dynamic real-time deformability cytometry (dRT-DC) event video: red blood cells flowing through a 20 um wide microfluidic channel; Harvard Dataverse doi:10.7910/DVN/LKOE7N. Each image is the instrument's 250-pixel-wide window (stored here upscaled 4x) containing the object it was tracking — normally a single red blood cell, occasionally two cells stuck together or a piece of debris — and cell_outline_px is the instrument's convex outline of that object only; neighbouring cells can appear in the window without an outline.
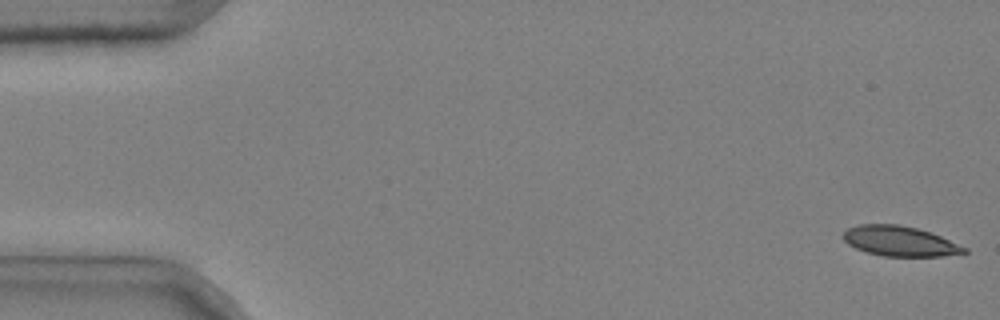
{"species": "common noctule bat (a hibernating species)", "species_latin": "Nyctalus noctula", "temperature_condition": "cold", "stored_images_in_passage": 52, "camera_frame_rate_fps": 3000, "um_per_image_px": 0.085, "animal": {"sex": "male", "body_mass_g": 20.4}, "frame": {"image": 1, "passage_image": 1, "time_ms": 0.0, "image_size_px": [1000, 320], "cell_outline_px": [[968, 252], [940, 256], [884, 256], [868, 252], [856, 248], [848, 244], [844, 240], [844, 232], [848, 228], [860, 224], [900, 224], [916, 228], [940, 236], [968, 248]], "centroid_in_image_um": [76.48, 20.49], "position_along_channel_um": 8.5, "area_um2": 20.92}}
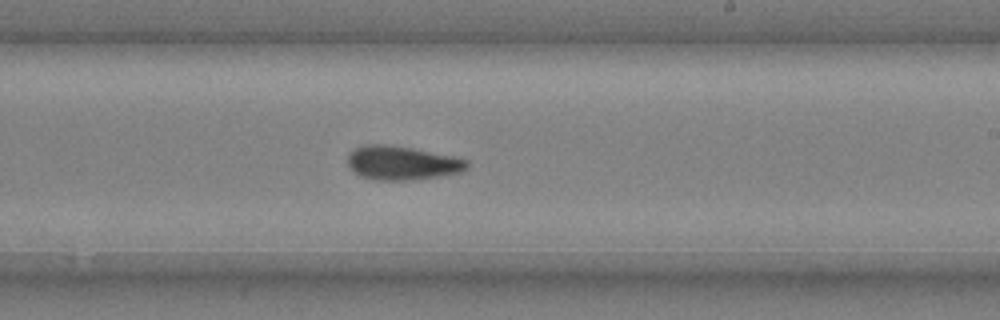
{"frame": {"image": 2, "passage_image": 32, "time_ms": 10.333, "image_size_px": [1000, 320], "cell_outline_px": [[468, 168], [464, 172], [412, 180], [372, 180], [360, 176], [348, 164], [348, 156], [356, 148], [364, 144], [384, 144], [408, 148], [452, 156], [468, 160]], "centroid_in_image_um": [34.19, 13.87], "position_along_channel_um": 254.8, "area_um2": 23.29}}
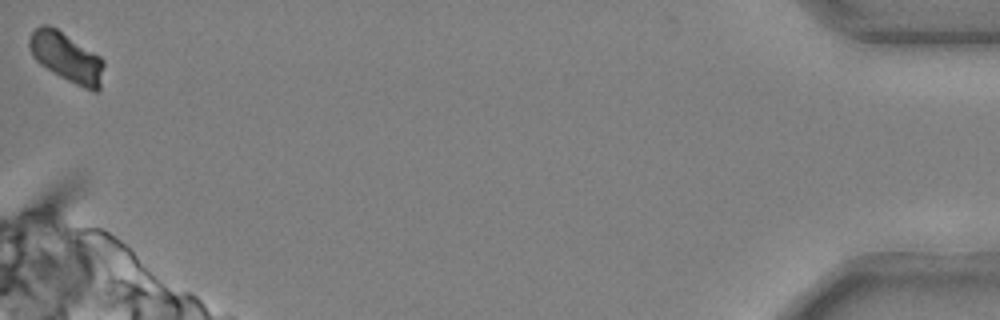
{"frame": {"image": 3, "passage_image": 52, "time_ms": 17.0, "image_size_px": [1000, 320], "cell_outline_px": [[104, 64], [100, 88], [96, 92], [92, 92], [52, 72], [40, 64], [32, 56], [28, 44], [28, 40], [32, 32], [40, 24], [48, 24], [56, 28], [100, 56], [104, 60]], "centroid_in_image_um": [5.65, 4.86], "position_along_channel_um": 429.6, "area_um2": 21.39}, "authors_computed_cell_mechanics": {"area_um2": 22.8599, "velocity_mm_per_s": 3.6766, "shape_relaxation_time_tau1_ms": 5.3126, "shape_relaxation_time_tau2_ms": 3.3201, "deformation_change_tau1": 0.151, "deformation_change_tau2": 0.0806}}